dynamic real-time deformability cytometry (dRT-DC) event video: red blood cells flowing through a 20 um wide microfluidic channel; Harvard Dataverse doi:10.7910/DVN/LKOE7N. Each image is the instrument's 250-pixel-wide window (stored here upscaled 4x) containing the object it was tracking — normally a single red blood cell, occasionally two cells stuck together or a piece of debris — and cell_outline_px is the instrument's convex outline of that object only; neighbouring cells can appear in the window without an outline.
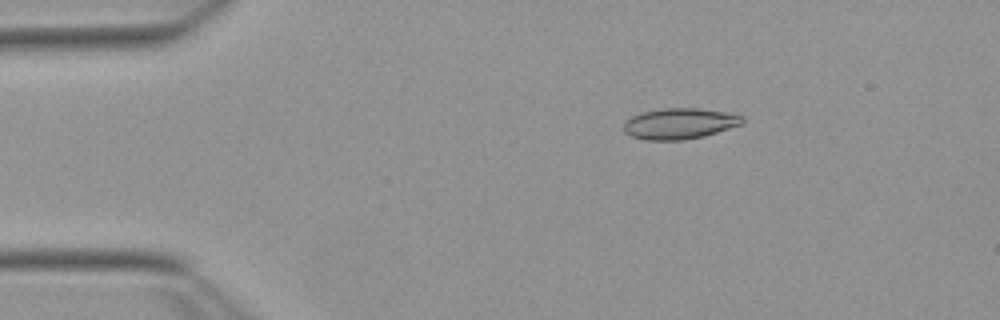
{"species": "Egyptian fruit bat (a non-hibernating species)", "species_latin": "Rousettus aegyptiacus", "temperature_condition": "warm", "stored_images_in_passage": 53, "camera_frame_rate_fps": 3000, "um_per_image_px": 0.085, "animal": {"sex": "female"}, "frame": {"image": 1, "passage_image": 9, "time_ms": 2.667, "image_size_px": [1000, 320], "cell_outline_px": [[744, 124], [704, 136], [684, 140], [644, 140], [632, 136], [624, 132], [624, 124], [632, 116], [644, 112], [664, 108], [696, 108], [724, 112], [744, 116]], "centroid_in_image_um": [57.79, 10.51], "position_along_channel_um": 27.2, "area_um2": 21.27}}
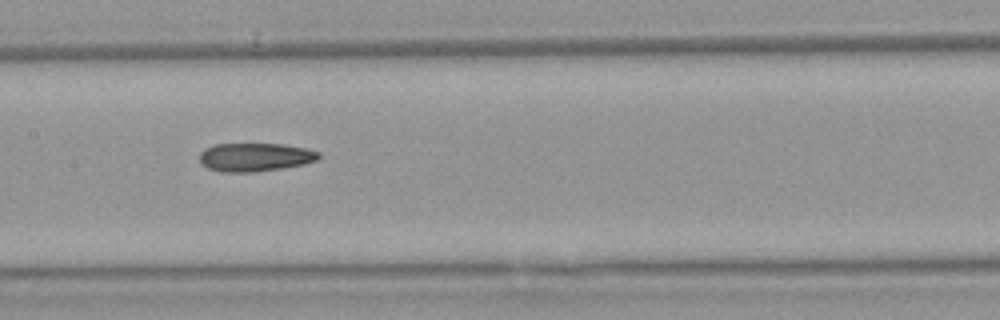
{"frame": {"image": 2, "passage_image": 26, "time_ms": 8.333, "image_size_px": [1000, 320], "cell_outline_px": [[320, 156], [316, 160], [304, 164], [256, 172], [220, 172], [208, 168], [200, 164], [200, 152], [204, 148], [216, 144], [284, 144], [304, 148], [320, 152]], "centroid_in_image_um": [21.64, 13.36], "position_along_channel_um": 185.8, "area_um2": 19.77}}
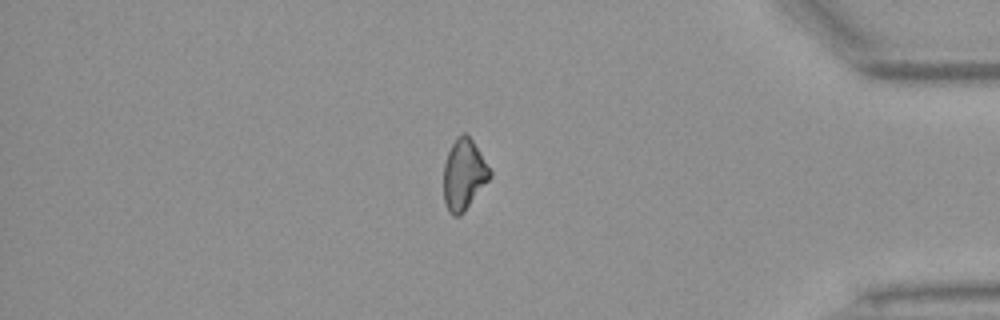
{"frame": {"image": 3, "passage_image": 45, "time_ms": 14.667, "image_size_px": [1000, 320], "cell_outline_px": [[492, 176], [464, 212], [460, 216], [452, 216], [448, 212], [444, 200], [444, 164], [448, 152], [456, 136], [464, 132], [472, 140], [480, 152], [492, 172]], "centroid_in_image_um": [39.42, 14.85], "position_along_channel_um": 395.8, "area_um2": 19.07}, "authors_computed_cell_mechanics": {"area_um2": 20.0566, "velocity_mm_per_s": 3.8505, "shape_relaxation_time_tau1_ms": null, "shape_relaxation_time_tau2_ms": 5.1737, "deformation_change_tau1": null, "deformation_change_tau2": 0.1165}}